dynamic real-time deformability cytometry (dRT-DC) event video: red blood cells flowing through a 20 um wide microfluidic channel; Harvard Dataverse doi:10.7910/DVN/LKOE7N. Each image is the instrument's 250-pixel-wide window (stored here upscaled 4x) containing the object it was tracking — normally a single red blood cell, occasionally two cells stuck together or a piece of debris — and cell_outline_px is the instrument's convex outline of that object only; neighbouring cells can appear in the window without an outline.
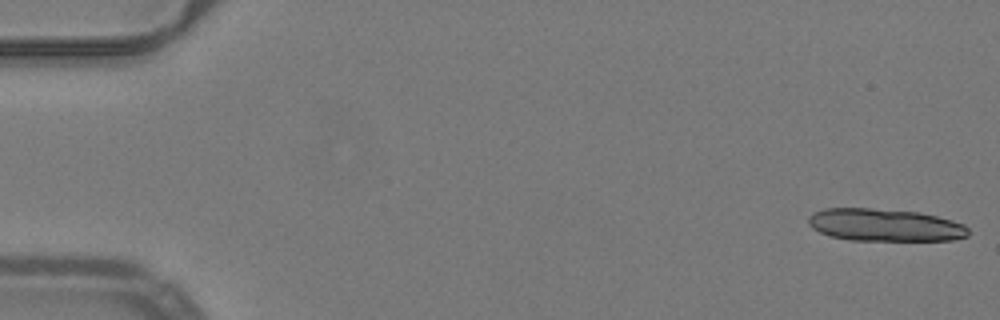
{"species": "common noctule bat (a hibernating species)", "species_latin": "Nyctalus noctula", "temperature_condition": "warm", "stored_images_in_passage": 14, "camera_frame_rate_fps": 3000, "um_per_image_px": 0.085, "animal": {"sex": "male", "body_mass_g": 19.2, "forearm_length_mm": 51.8}, "frame": {"image": 1, "passage_image": 1, "time_ms": 0.0, "image_size_px": [1000, 320], "cell_outline_px": [[968, 236], [952, 240], [848, 240], [828, 236], [812, 228], [808, 224], [808, 216], [812, 212], [824, 208], [872, 208], [920, 212], [952, 220], [964, 224], [968, 228]], "centroid_in_image_um": [75.17, 19.12], "position_along_channel_um": 9.8, "area_um2": 30.52}}